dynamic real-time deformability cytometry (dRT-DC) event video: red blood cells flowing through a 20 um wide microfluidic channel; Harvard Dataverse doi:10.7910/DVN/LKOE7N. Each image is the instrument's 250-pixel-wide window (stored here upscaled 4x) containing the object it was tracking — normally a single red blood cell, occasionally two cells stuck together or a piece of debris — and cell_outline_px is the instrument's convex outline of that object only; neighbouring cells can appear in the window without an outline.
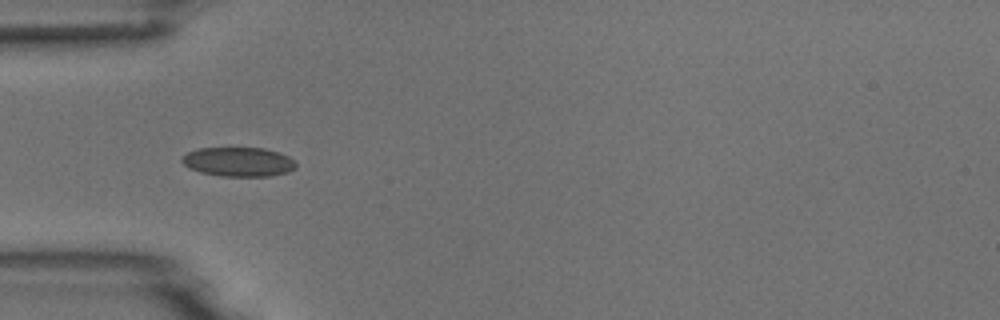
{"species": "common noctule bat (a hibernating species)", "species_latin": "Nyctalus noctula", "temperature_condition": "room temperature", "stored_images_in_passage": 13, "camera_frame_rate_fps": 3000, "um_per_image_px": 0.085, "animal": {"sex": "male", "body_mass_g": 18.8}, "frame": {"image": 1, "passage_image": 3, "time_ms": 0.667, "image_size_px": [1000, 320], "cell_outline_px": [[296, 168], [288, 172], [272, 176], [220, 176], [200, 172], [188, 168], [180, 160], [188, 152], [200, 148], [264, 148], [280, 152], [296, 160]], "centroid_in_image_um": [20.31, 13.76], "position_along_channel_um": 64.7, "area_um2": 19.59}}
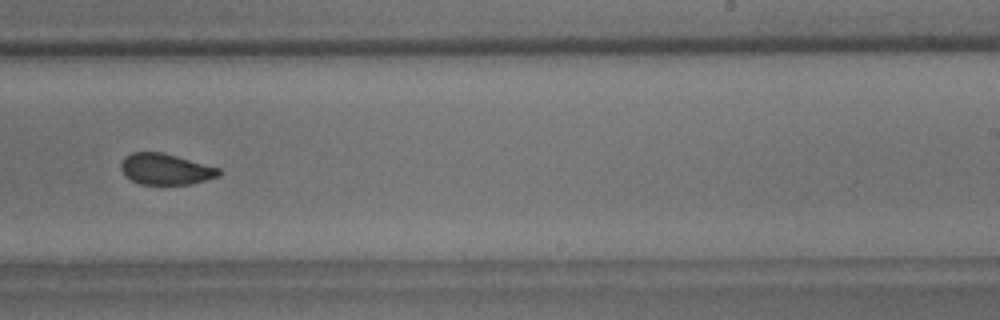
{"frame": {"image": 2, "passage_image": 8, "time_ms": 2.333, "image_size_px": [1000, 320], "cell_outline_px": [[220, 176], [192, 184], [140, 184], [124, 176], [120, 168], [120, 164], [124, 156], [132, 152], [164, 152], [220, 168]], "centroid_in_image_um": [14.06, 14.37], "position_along_channel_um": 274.9, "area_um2": 17.92}}
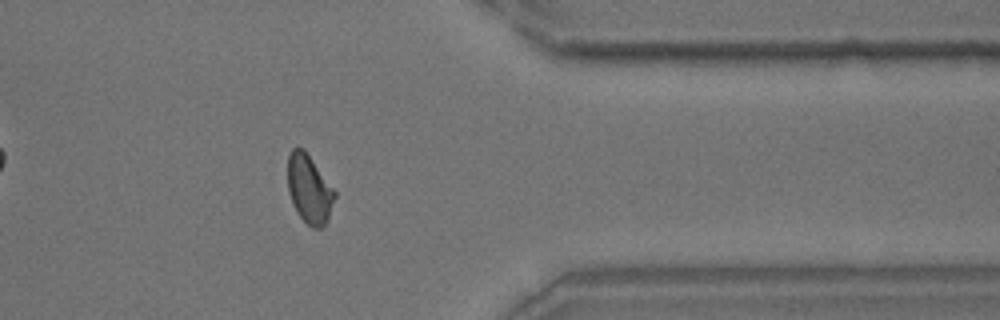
{"frame": {"image": 3, "passage_image": 11, "time_ms": 3.333, "image_size_px": [1000, 320], "cell_outline_px": [[336, 196], [328, 220], [320, 228], [312, 228], [296, 212], [292, 204], [288, 192], [288, 152], [292, 148], [304, 148], [336, 192]], "centroid_in_image_um": [26.28, 16.06], "position_along_channel_um": 385.1, "area_um2": 18.84}}